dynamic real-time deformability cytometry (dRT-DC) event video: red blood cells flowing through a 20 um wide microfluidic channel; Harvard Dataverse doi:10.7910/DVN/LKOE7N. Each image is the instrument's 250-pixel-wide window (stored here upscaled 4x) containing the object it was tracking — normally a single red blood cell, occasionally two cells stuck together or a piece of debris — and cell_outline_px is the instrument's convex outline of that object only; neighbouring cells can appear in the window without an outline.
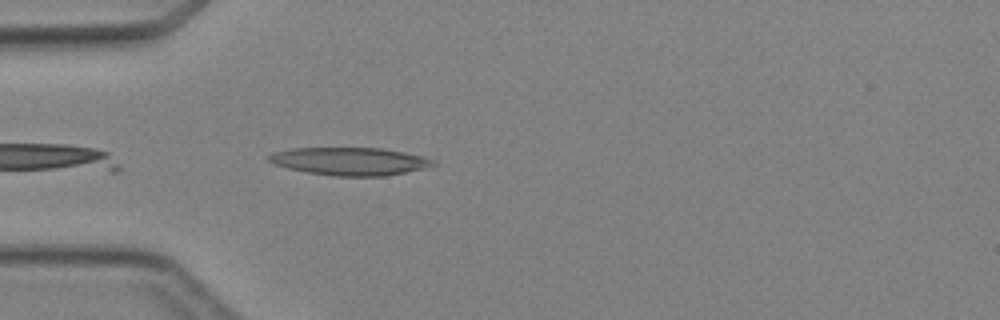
{"species": "Egyptian fruit bat (a non-hibernating species)", "species_latin": "Rousettus aegyptiacus", "temperature_condition": "cold", "stored_images_in_passage": 2, "camera_frame_rate_fps": 3000, "um_per_image_px": 0.085, "animal": {"sex": "female"}, "frame": {"image": 1, "passage_image": 2, "time_ms": 1.333, "image_size_px": [1000, 320], "cell_outline_px": [[436, 164], [404, 172], [384, 176], [336, 176], [308, 172], [288, 168], [276, 164], [268, 160], [264, 156], [272, 152], [292, 148], [380, 148], [404, 152], [420, 156], [432, 160]], "centroid_in_image_um": [29.64, 13.7], "position_along_channel_um": 55.4, "area_um2": 26.24}}